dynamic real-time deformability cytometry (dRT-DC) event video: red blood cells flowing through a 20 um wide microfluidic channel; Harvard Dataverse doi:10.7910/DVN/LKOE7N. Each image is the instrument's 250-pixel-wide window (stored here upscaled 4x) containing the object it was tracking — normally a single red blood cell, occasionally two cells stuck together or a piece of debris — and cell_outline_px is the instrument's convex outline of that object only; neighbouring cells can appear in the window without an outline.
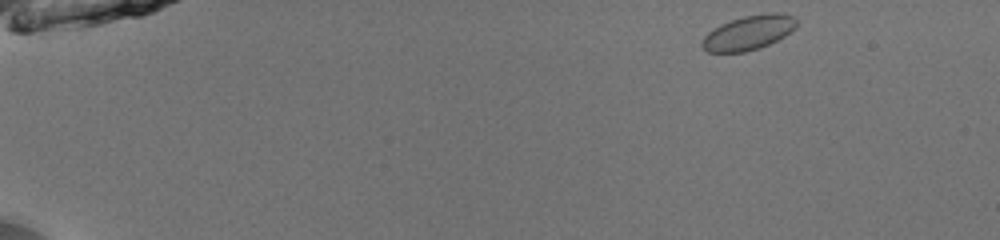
{"species": "common noctule bat (a hibernating species)", "species_latin": "Nyctalus noctula", "temperature_condition": "room temperature", "stored_images_in_passage": 46, "camera_frame_rate_fps": 3000, "um_per_image_px": 0.085, "animal": {"sex": "male", "body_mass_g": 13.0, "forearm_length_mm": 53.1}, "frame": {"image": 1, "passage_image": 1, "time_ms": 0.0, "image_size_px": [1000, 240], "cell_outline_px": [[796, 28], [784, 36], [760, 48], [744, 52], [708, 52], [700, 44], [704, 36], [708, 32], [720, 24], [744, 16], [768, 12], [780, 12], [792, 16], [796, 20]], "centroid_in_image_um": [63.63, 2.77], "position_along_channel_um": 21.4, "area_um2": 18.9}}
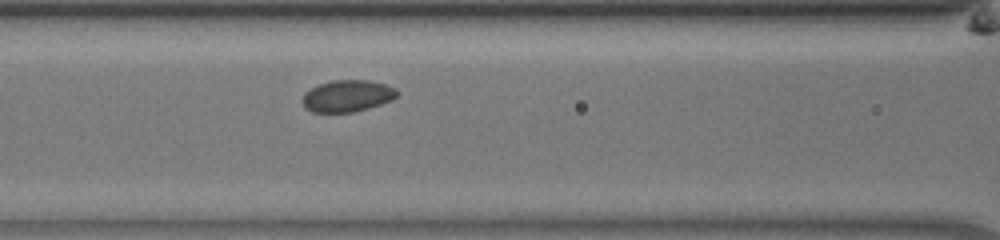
{"frame": {"image": 2, "passage_image": 19, "time_ms": 6.0, "image_size_px": [1000, 240], "cell_outline_px": [[396, 96], [392, 100], [368, 108], [352, 112], [312, 112], [304, 108], [304, 92], [320, 84], [332, 80], [368, 80], [384, 84], [396, 88]], "centroid_in_image_um": [29.52, 8.15], "position_along_channel_um": 137.1, "area_um2": 17.28}}
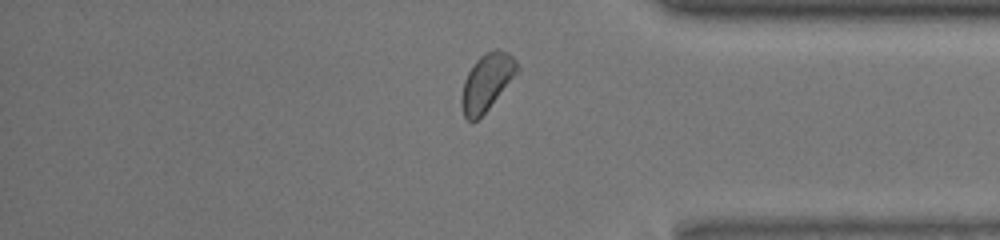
{"frame": {"image": 3, "passage_image": 39, "time_ms": 12.667, "image_size_px": [1000, 240], "cell_outline_px": [[520, 72], [488, 108], [476, 120], [468, 120], [464, 116], [460, 104], [460, 100], [464, 80], [472, 64], [484, 52], [496, 48], [508, 52], [516, 60], [520, 68]], "centroid_in_image_um": [41.4, 6.94], "position_along_channel_um": 393.8, "area_um2": 18.67}, "authors_computed_cell_mechanics": {"area_um2": 18.0914, "velocity_mm_per_s": 3.9814, "shape_relaxation_time_tau1_ms": null, "shape_relaxation_time_tau2_ms": 2.7851, "deformation_change_tau1": null, "deformation_change_tau2": 0.05}}